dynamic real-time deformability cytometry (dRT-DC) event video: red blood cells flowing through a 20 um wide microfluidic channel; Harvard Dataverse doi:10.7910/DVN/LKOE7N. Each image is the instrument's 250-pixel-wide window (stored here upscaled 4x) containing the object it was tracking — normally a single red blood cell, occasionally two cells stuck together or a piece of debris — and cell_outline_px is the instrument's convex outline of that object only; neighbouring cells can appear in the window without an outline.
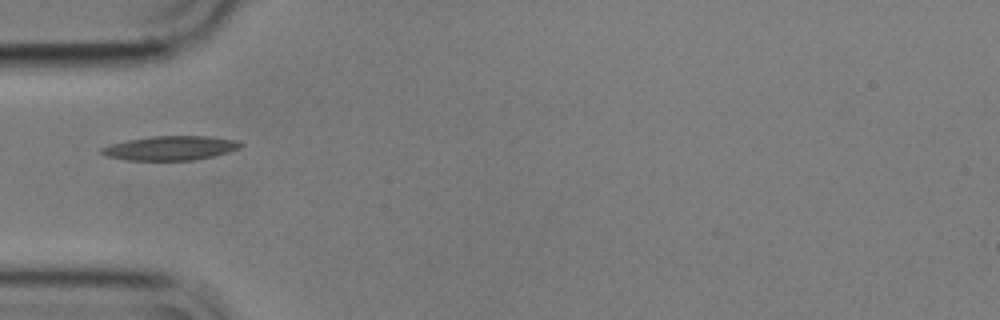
{"species": "common noctule bat (a hibernating species)", "species_latin": "Nyctalus noctula", "temperature_condition": "cold", "stored_images_in_passage": 39, "camera_frame_rate_fps": 3000, "um_per_image_px": 0.085, "animal": {"sex": "male", "body_mass_g": 17.9}, "frame": {"image": 1, "passage_image": 1, "time_ms": 0.0, "image_size_px": [1000, 320], "cell_outline_px": [[244, 144], [240, 148], [228, 152], [212, 156], [192, 160], [128, 160], [108, 156], [100, 152], [100, 148], [112, 144], [128, 140], [152, 136], [212, 136], [236, 140]], "centroid_in_image_um": [14.52, 12.58], "position_along_channel_um": 70.5, "area_um2": 19.48}}
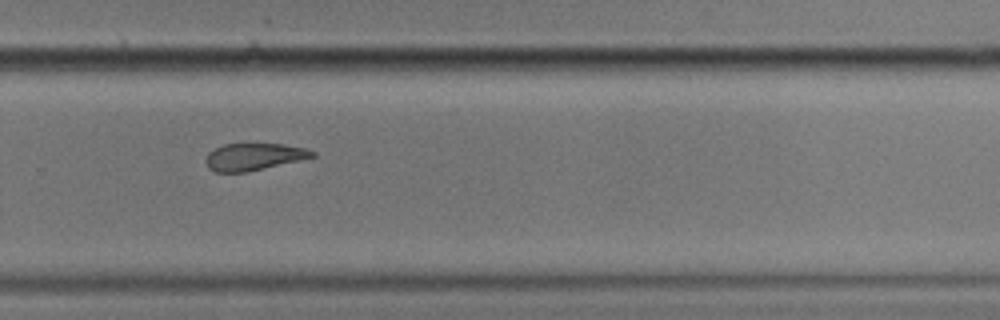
{"frame": {"image": 2, "passage_image": 21, "time_ms": 6.667, "image_size_px": [1000, 320], "cell_outline_px": [[316, 156], [300, 160], [248, 172], [216, 172], [208, 168], [204, 160], [208, 152], [224, 144], [280, 144], [304, 148], [316, 152]], "centroid_in_image_um": [21.54, 13.33], "position_along_channel_um": 308.3, "area_um2": 16.76}}
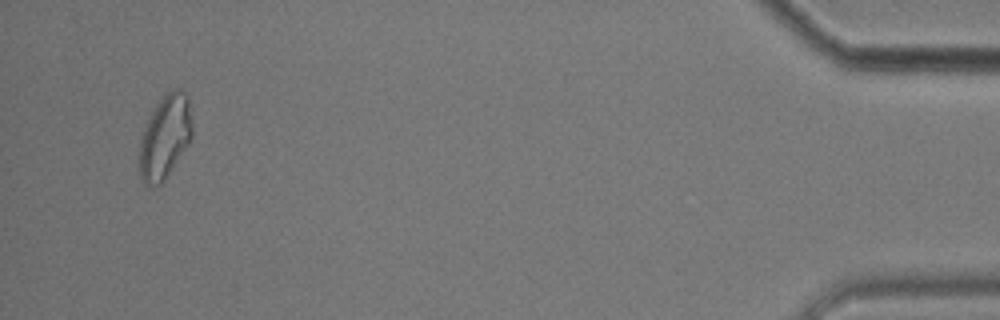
{"frame": {"image": 3, "passage_image": 37, "time_ms": 12.0, "image_size_px": [1000, 320], "cell_outline_px": [[192, 136], [188, 144], [164, 180], [160, 184], [152, 188], [144, 184], [140, 180], [140, 140], [144, 128], [156, 104], [172, 88], [176, 88], [184, 92], [188, 96], [192, 128]], "centroid_in_image_um": [14.02, 11.66], "position_along_channel_um": 421.2, "area_um2": 25.43}, "authors_computed_cell_mechanics": {"area_um2": 18.3804, "velocity_mm_per_s": 3.5628, "shape_relaxation_time_tau1_ms": 6.2405, "shape_relaxation_time_tau2_ms": 3.0032, "deformation_change_tau1": 0.1643, "deformation_change_tau2": 0.097}}